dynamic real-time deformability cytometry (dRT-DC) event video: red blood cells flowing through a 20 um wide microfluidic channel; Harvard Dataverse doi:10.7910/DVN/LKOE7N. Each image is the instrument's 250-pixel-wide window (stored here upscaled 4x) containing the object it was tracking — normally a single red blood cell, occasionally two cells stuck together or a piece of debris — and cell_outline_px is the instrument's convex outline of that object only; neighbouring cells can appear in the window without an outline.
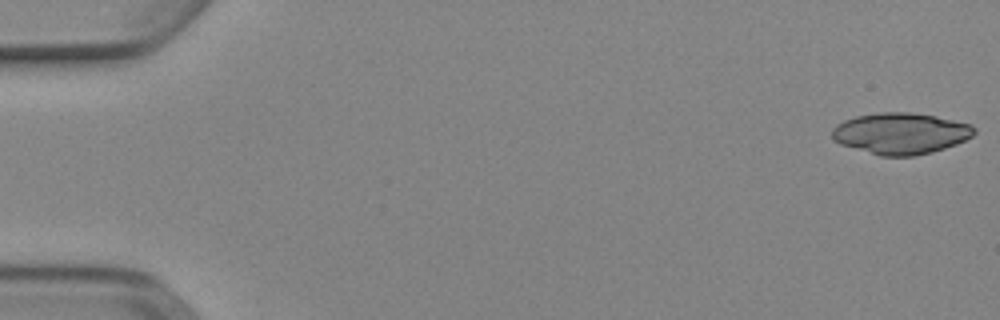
{"species": "Egyptian fruit bat (a non-hibernating species)", "species_latin": "Rousettus aegyptiacus", "temperature_condition": "cold", "stored_images_in_passage": 51, "camera_frame_rate_fps": 3000, "um_per_image_px": 0.085, "animal": {"sex": "female"}, "frame": {"image": 1, "passage_image": 1, "time_ms": 0.0, "image_size_px": [1000, 320], "cell_outline_px": [[976, 132], [972, 136], [956, 144], [932, 152], [912, 156], [880, 156], [840, 144], [832, 140], [832, 128], [836, 124], [844, 120], [856, 116], [880, 112], [912, 112], [936, 116], [972, 124], [976, 128]], "centroid_in_image_um": [76.55, 11.33], "position_along_channel_um": 8.4, "area_um2": 34.39}}